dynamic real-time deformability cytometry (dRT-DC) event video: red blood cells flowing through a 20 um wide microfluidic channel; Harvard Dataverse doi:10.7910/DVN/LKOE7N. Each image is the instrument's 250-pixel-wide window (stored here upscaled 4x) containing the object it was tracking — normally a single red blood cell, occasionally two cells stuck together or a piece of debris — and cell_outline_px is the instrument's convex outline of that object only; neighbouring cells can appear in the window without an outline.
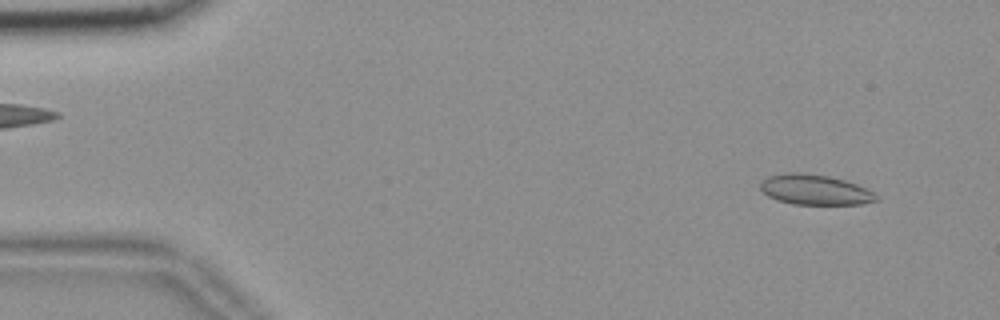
{"species": "common noctule bat (a hibernating species)", "species_latin": "Nyctalus noctula", "temperature_condition": "room temperature", "stored_images_in_passage": 56, "camera_frame_rate_fps": 3000, "um_per_image_px": 0.085, "animal": {"sex": "female", "body_mass_g": 18.4}, "frame": {"image": 1, "passage_image": 4, "time_ms": 1.0, "image_size_px": [1000, 320], "cell_outline_px": [[880, 200], [860, 204], [792, 204], [776, 200], [768, 196], [760, 188], [760, 180], [768, 176], [788, 172], [792, 172], [828, 176], [844, 180], [856, 184], [880, 196]], "centroid_in_image_um": [69.25, 16.13], "position_along_channel_um": 15.8, "area_um2": 20.35}}
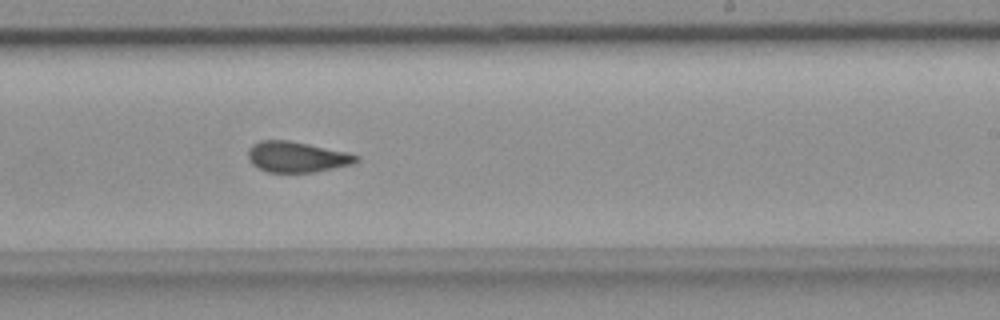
{"frame": {"image": 2, "passage_image": 33, "time_ms": 10.667, "image_size_px": [1000, 320], "cell_outline_px": [[360, 160], [352, 164], [316, 172], [268, 172], [252, 164], [248, 160], [248, 148], [252, 144], [260, 140], [288, 140], [348, 152], [360, 156]], "centroid_in_image_um": [25.23, 13.33], "position_along_channel_um": 263.8, "area_um2": 19.42}}
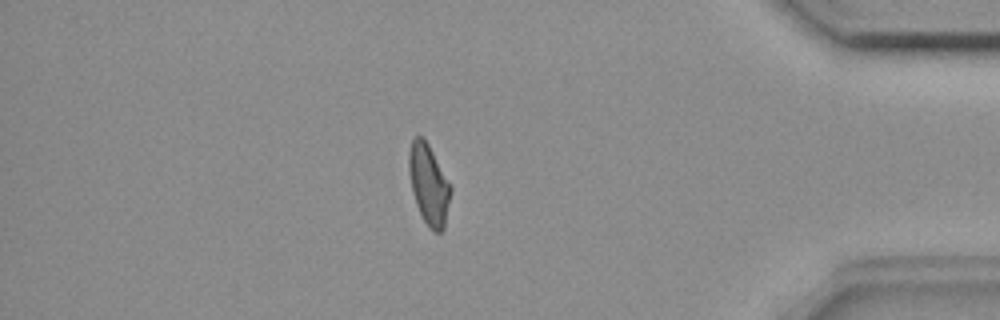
{"frame": {"image": 3, "passage_image": 47, "time_ms": 15.333, "image_size_px": [1000, 320], "cell_outline_px": [[452, 188], [444, 228], [440, 232], [432, 232], [424, 220], [416, 204], [412, 192], [408, 168], [408, 152], [412, 140], [416, 136], [420, 136], [428, 144], [452, 184]], "centroid_in_image_um": [36.45, 15.68], "position_along_channel_um": 398.7, "area_um2": 19.65}, "authors_computed_cell_mechanics": {"area_um2": 19.9699, "velocity_mm_per_s": 3.6594, "shape_relaxation_time_tau1_ms": null, "shape_relaxation_time_tau2_ms": 2.0591, "deformation_change_tau1": null, "deformation_change_tau2": 0.0754}}